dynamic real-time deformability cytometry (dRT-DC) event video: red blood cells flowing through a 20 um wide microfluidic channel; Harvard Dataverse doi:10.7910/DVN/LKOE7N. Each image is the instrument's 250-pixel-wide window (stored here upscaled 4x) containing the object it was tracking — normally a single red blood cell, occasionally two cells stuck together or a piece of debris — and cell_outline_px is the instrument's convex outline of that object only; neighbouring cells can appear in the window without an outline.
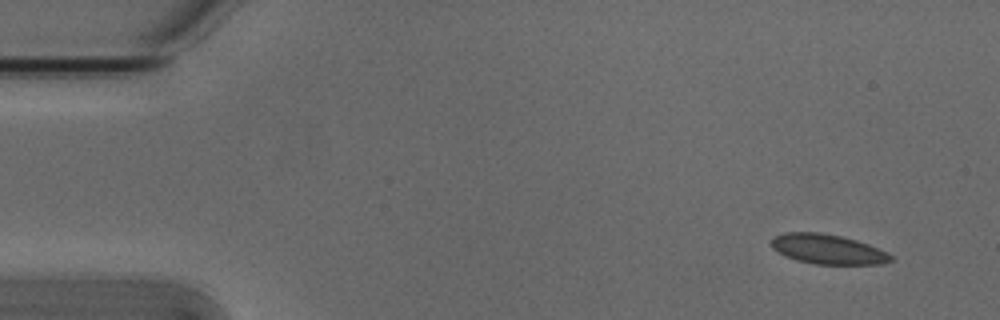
{"species": "Egyptian fruit bat (a non-hibernating species)", "species_latin": "Rousettus aegyptiacus", "temperature_condition": "cold", "stored_images_in_passage": 3, "camera_frame_rate_fps": 3000, "um_per_image_px": 0.085, "animal": {"sex": "male"}, "frame": {"image": 1, "passage_image": 3, "time_ms": 0.667, "image_size_px": [1000, 320], "cell_outline_px": [[896, 260], [884, 264], [816, 264], [796, 260], [784, 256], [776, 252], [772, 248], [772, 236], [784, 232], [820, 232], [840, 236], [856, 240], [868, 244], [888, 252]], "centroid_in_image_um": [70.36, 21.18], "position_along_channel_um": 14.6, "area_um2": 20.98}}